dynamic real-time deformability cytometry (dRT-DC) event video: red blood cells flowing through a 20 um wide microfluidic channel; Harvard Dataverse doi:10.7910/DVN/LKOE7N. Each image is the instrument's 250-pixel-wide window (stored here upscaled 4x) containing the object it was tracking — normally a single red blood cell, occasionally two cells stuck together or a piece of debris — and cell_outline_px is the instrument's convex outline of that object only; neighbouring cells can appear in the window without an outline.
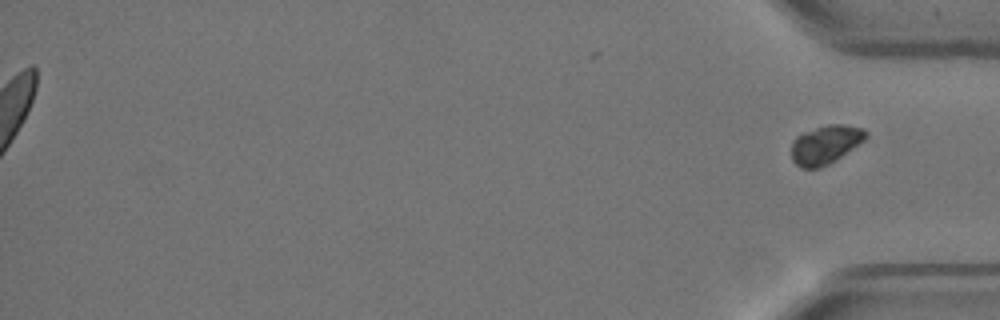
{"species": "Egyptian fruit bat (a non-hibernating species)", "species_latin": "Rousettus aegyptiacus", "temperature_condition": "warm", "stored_images_in_passage": 39, "segment_of_instrument_passage": [2, 2], "camera_frame_rate_fps": 3000, "um_per_image_px": 0.085, "animal": {"sex": "female"}, "frame": {"image": 1, "passage_image": 39, "time_ms": 12.667, "image_size_px": [1000, 320], "cell_outline_px": [[868, 136], [864, 140], [836, 160], [820, 168], [800, 168], [792, 160], [792, 140], [796, 136], [804, 132], [828, 124], [844, 124], [864, 128], [868, 132]], "centroid_in_image_um": [70.17, 12.28], "position_along_channel_um": 365.0, "area_um2": 16.82}}